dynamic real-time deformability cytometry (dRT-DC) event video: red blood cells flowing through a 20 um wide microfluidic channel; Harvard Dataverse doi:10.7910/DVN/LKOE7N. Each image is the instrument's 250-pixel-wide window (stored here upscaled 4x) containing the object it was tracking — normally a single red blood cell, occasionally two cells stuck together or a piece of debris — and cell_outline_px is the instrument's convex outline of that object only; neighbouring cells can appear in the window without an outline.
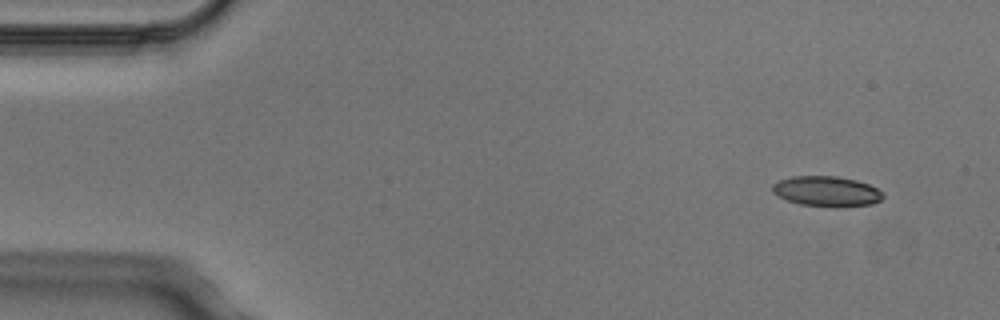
{"species": "Egyptian fruit bat (a non-hibernating species)", "species_latin": "Rousettus aegyptiacus", "temperature_condition": "cold", "stored_images_in_passage": 3, "camera_frame_rate_fps": 3000, "um_per_image_px": 0.085, "animal": {"sex": "male"}, "frame": {"image": 1, "passage_image": 1, "time_ms": 0.0, "image_size_px": [1000, 320], "cell_outline_px": [[884, 196], [880, 200], [872, 204], [836, 208], [800, 204], [788, 200], [772, 192], [772, 184], [780, 180], [792, 176], [836, 176], [856, 180], [868, 184], [876, 188]], "centroid_in_image_um": [70.26, 16.27], "position_along_channel_um": 14.7, "area_um2": 19.48}}
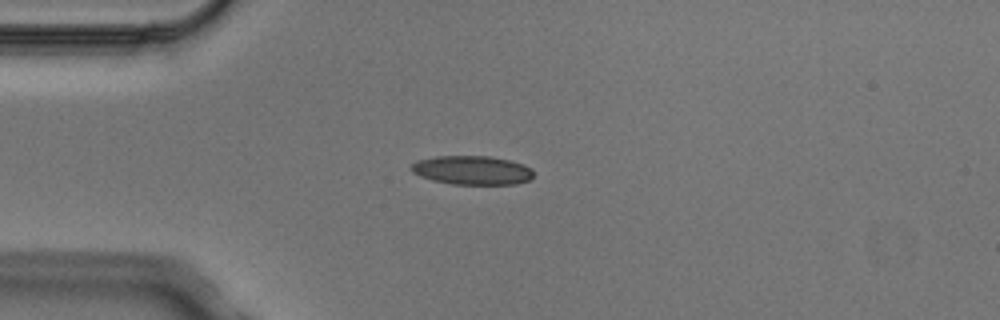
{"frame": {"image": 2, "passage_image": 3, "time_ms": 0.667, "image_size_px": [1000, 320], "cell_outline_px": [[532, 176], [528, 180], [516, 184], [452, 184], [432, 180], [420, 176], [412, 172], [408, 168], [416, 160], [436, 156], [488, 156], [508, 160], [524, 164], [532, 168]], "centroid_in_image_um": [40.09, 14.46], "position_along_channel_um": 44.9, "area_um2": 20.63}}